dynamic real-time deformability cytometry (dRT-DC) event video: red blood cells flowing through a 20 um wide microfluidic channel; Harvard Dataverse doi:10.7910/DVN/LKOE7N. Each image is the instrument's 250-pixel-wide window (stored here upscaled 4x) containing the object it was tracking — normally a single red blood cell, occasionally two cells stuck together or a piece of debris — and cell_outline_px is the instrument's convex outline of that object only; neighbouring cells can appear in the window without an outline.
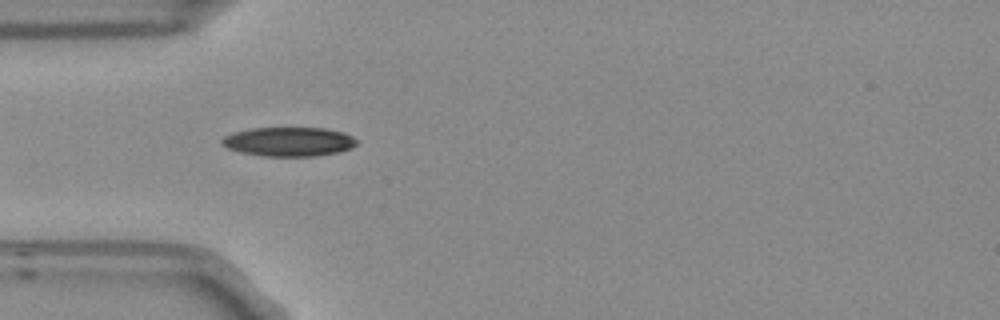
{"species": "Egyptian fruit bat (a non-hibernating species)", "species_latin": "Rousettus aegyptiacus", "temperature_condition": "room temperature", "stored_images_in_passage": 5, "camera_frame_rate_fps": 3000, "um_per_image_px": 0.085, "frame": {"image": 1, "passage_image": 4, "time_ms": 1.0, "image_size_px": [1000, 320], "cell_outline_px": [[360, 140], [352, 148], [336, 152], [316, 156], [264, 156], [240, 152], [228, 148], [220, 144], [220, 140], [224, 136], [232, 132], [252, 128], [324, 128], [344, 132]], "centroid_in_image_um": [24.54, 12.04], "position_along_channel_um": 60.5, "area_um2": 23.06}}